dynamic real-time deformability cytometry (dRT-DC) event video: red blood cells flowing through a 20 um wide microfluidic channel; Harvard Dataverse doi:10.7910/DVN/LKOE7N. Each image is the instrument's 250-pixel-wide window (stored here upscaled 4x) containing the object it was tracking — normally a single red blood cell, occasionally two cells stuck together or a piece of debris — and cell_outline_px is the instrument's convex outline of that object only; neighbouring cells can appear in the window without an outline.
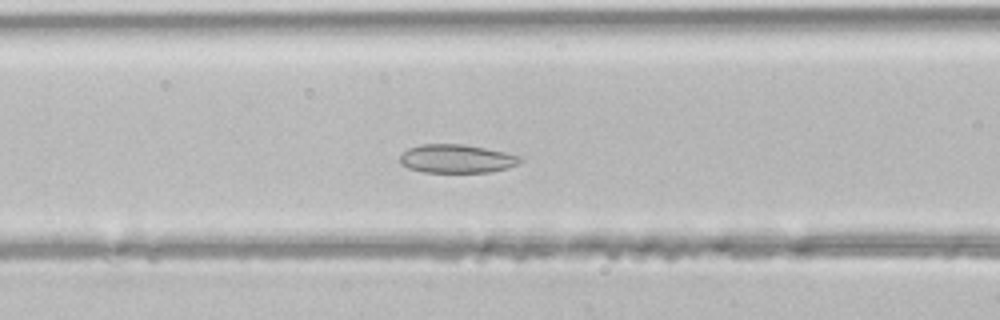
{"species": "common noctule bat (a hibernating species)", "species_latin": "Nyctalus noctula", "temperature_condition": "room temperature", "stored_images_in_passage": 45, "camera_frame_rate_fps": 3000, "um_per_image_px": 0.085, "animal": {"sex": "male", "body_mass_g": 21.5, "forearm_length_mm": 52.0}, "frame": {"image": 1, "passage_image": 17, "time_ms": 5.333, "image_size_px": [1000, 320], "cell_outline_px": [[524, 160], [520, 164], [508, 168], [492, 172], [424, 172], [408, 168], [400, 164], [400, 156], [408, 148], [420, 144], [464, 144], [524, 156]], "centroid_in_image_um": [38.87, 13.49], "position_along_channel_um": 127.7, "area_um2": 20.23}}
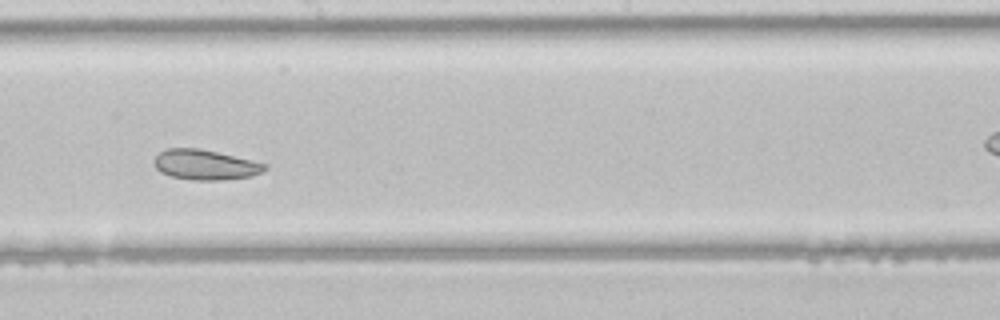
{"frame": {"image": 2, "passage_image": 24, "time_ms": 7.667, "image_size_px": [1000, 320], "cell_outline_px": [[268, 168], [260, 172], [248, 176], [224, 180], [192, 180], [172, 176], [160, 172], [152, 164], [152, 160], [160, 152], [168, 148], [196, 148], [216, 152], [252, 160], [268, 164]], "centroid_in_image_um": [17.4, 14.0], "position_along_channel_um": 230.8, "area_um2": 19.31}}
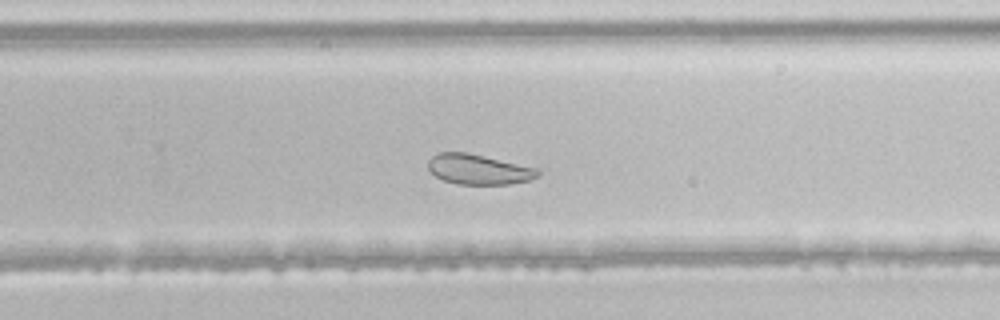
{"frame": {"image": 3, "passage_image": 28, "time_ms": 9.0, "image_size_px": [1000, 320], "cell_outline_px": [[540, 176], [532, 180], [508, 184], [456, 184], [444, 180], [436, 176], [428, 168], [428, 160], [432, 156], [440, 152], [464, 152], [540, 168]], "centroid_in_image_um": [40.73, 14.4], "position_along_channel_um": 289.1, "area_um2": 19.31}}